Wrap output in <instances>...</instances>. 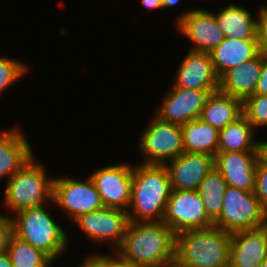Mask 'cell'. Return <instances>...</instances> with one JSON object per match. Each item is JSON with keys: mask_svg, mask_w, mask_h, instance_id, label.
I'll list each match as a JSON object with an SVG mask.
<instances>
[{"mask_svg": "<svg viewBox=\"0 0 267 267\" xmlns=\"http://www.w3.org/2000/svg\"><path fill=\"white\" fill-rule=\"evenodd\" d=\"M140 4H142V6L148 10V11H156V10H162L163 6H162V2H160L159 0H139Z\"/></svg>", "mask_w": 267, "mask_h": 267, "instance_id": "cell-35", "label": "cell"}, {"mask_svg": "<svg viewBox=\"0 0 267 267\" xmlns=\"http://www.w3.org/2000/svg\"><path fill=\"white\" fill-rule=\"evenodd\" d=\"M255 196L262 208L267 212V164L259 158L255 172Z\"/></svg>", "mask_w": 267, "mask_h": 267, "instance_id": "cell-29", "label": "cell"}, {"mask_svg": "<svg viewBox=\"0 0 267 267\" xmlns=\"http://www.w3.org/2000/svg\"><path fill=\"white\" fill-rule=\"evenodd\" d=\"M162 222L167 224L175 235L183 231L214 226L197 190H171Z\"/></svg>", "mask_w": 267, "mask_h": 267, "instance_id": "cell-11", "label": "cell"}, {"mask_svg": "<svg viewBox=\"0 0 267 267\" xmlns=\"http://www.w3.org/2000/svg\"><path fill=\"white\" fill-rule=\"evenodd\" d=\"M219 28L225 37L237 39H256L257 16L246 5L230 2L214 12Z\"/></svg>", "mask_w": 267, "mask_h": 267, "instance_id": "cell-20", "label": "cell"}, {"mask_svg": "<svg viewBox=\"0 0 267 267\" xmlns=\"http://www.w3.org/2000/svg\"><path fill=\"white\" fill-rule=\"evenodd\" d=\"M148 120L136 145L140 163L165 164L184 153L181 125L162 121L154 114Z\"/></svg>", "mask_w": 267, "mask_h": 267, "instance_id": "cell-8", "label": "cell"}, {"mask_svg": "<svg viewBox=\"0 0 267 267\" xmlns=\"http://www.w3.org/2000/svg\"><path fill=\"white\" fill-rule=\"evenodd\" d=\"M11 233V222L0 212V254L6 250V243Z\"/></svg>", "mask_w": 267, "mask_h": 267, "instance_id": "cell-33", "label": "cell"}, {"mask_svg": "<svg viewBox=\"0 0 267 267\" xmlns=\"http://www.w3.org/2000/svg\"><path fill=\"white\" fill-rule=\"evenodd\" d=\"M106 267H138L132 262L122 258L116 251H107ZM110 253V254H109Z\"/></svg>", "mask_w": 267, "mask_h": 267, "instance_id": "cell-34", "label": "cell"}, {"mask_svg": "<svg viewBox=\"0 0 267 267\" xmlns=\"http://www.w3.org/2000/svg\"><path fill=\"white\" fill-rule=\"evenodd\" d=\"M0 267H12L10 258L6 251L0 254Z\"/></svg>", "mask_w": 267, "mask_h": 267, "instance_id": "cell-37", "label": "cell"}, {"mask_svg": "<svg viewBox=\"0 0 267 267\" xmlns=\"http://www.w3.org/2000/svg\"><path fill=\"white\" fill-rule=\"evenodd\" d=\"M35 156L5 182L2 203L11 214L2 211L6 218L52 202L54 177H49L46 166Z\"/></svg>", "mask_w": 267, "mask_h": 267, "instance_id": "cell-5", "label": "cell"}, {"mask_svg": "<svg viewBox=\"0 0 267 267\" xmlns=\"http://www.w3.org/2000/svg\"><path fill=\"white\" fill-rule=\"evenodd\" d=\"M49 204L20 210L9 219L11 232L16 237L41 250L56 263L67 253L71 239L70 233L58 223V219H54L50 212L53 207Z\"/></svg>", "mask_w": 267, "mask_h": 267, "instance_id": "cell-3", "label": "cell"}, {"mask_svg": "<svg viewBox=\"0 0 267 267\" xmlns=\"http://www.w3.org/2000/svg\"><path fill=\"white\" fill-rule=\"evenodd\" d=\"M260 158L267 164V141H260Z\"/></svg>", "mask_w": 267, "mask_h": 267, "instance_id": "cell-36", "label": "cell"}, {"mask_svg": "<svg viewBox=\"0 0 267 267\" xmlns=\"http://www.w3.org/2000/svg\"><path fill=\"white\" fill-rule=\"evenodd\" d=\"M259 158L260 152H218L214 156V166L227 186L254 191Z\"/></svg>", "mask_w": 267, "mask_h": 267, "instance_id": "cell-16", "label": "cell"}, {"mask_svg": "<svg viewBox=\"0 0 267 267\" xmlns=\"http://www.w3.org/2000/svg\"><path fill=\"white\" fill-rule=\"evenodd\" d=\"M262 68V53L247 62L237 65L219 77L218 91L240 99L242 102L255 94Z\"/></svg>", "mask_w": 267, "mask_h": 267, "instance_id": "cell-19", "label": "cell"}, {"mask_svg": "<svg viewBox=\"0 0 267 267\" xmlns=\"http://www.w3.org/2000/svg\"><path fill=\"white\" fill-rule=\"evenodd\" d=\"M174 24L180 37L191 43L189 51L210 53L225 39L212 10L201 6L180 12Z\"/></svg>", "mask_w": 267, "mask_h": 267, "instance_id": "cell-10", "label": "cell"}, {"mask_svg": "<svg viewBox=\"0 0 267 267\" xmlns=\"http://www.w3.org/2000/svg\"><path fill=\"white\" fill-rule=\"evenodd\" d=\"M266 221L267 212L262 208L254 191L226 187L221 213L214 221L215 227L234 233L262 227Z\"/></svg>", "mask_w": 267, "mask_h": 267, "instance_id": "cell-7", "label": "cell"}, {"mask_svg": "<svg viewBox=\"0 0 267 267\" xmlns=\"http://www.w3.org/2000/svg\"><path fill=\"white\" fill-rule=\"evenodd\" d=\"M231 233L212 226L175 235L174 267H229Z\"/></svg>", "mask_w": 267, "mask_h": 267, "instance_id": "cell-4", "label": "cell"}, {"mask_svg": "<svg viewBox=\"0 0 267 267\" xmlns=\"http://www.w3.org/2000/svg\"><path fill=\"white\" fill-rule=\"evenodd\" d=\"M172 86L198 90H218L217 76L210 53L188 51L177 66Z\"/></svg>", "mask_w": 267, "mask_h": 267, "instance_id": "cell-14", "label": "cell"}, {"mask_svg": "<svg viewBox=\"0 0 267 267\" xmlns=\"http://www.w3.org/2000/svg\"><path fill=\"white\" fill-rule=\"evenodd\" d=\"M256 39H225L210 52L213 67L218 77L227 70L252 60L259 54Z\"/></svg>", "mask_w": 267, "mask_h": 267, "instance_id": "cell-21", "label": "cell"}, {"mask_svg": "<svg viewBox=\"0 0 267 267\" xmlns=\"http://www.w3.org/2000/svg\"><path fill=\"white\" fill-rule=\"evenodd\" d=\"M172 190L195 191L208 172L215 167L214 156L182 153L166 162Z\"/></svg>", "mask_w": 267, "mask_h": 267, "instance_id": "cell-15", "label": "cell"}, {"mask_svg": "<svg viewBox=\"0 0 267 267\" xmlns=\"http://www.w3.org/2000/svg\"><path fill=\"white\" fill-rule=\"evenodd\" d=\"M218 90H198L170 86L160 100L154 115L178 125L200 118L207 97Z\"/></svg>", "mask_w": 267, "mask_h": 267, "instance_id": "cell-13", "label": "cell"}, {"mask_svg": "<svg viewBox=\"0 0 267 267\" xmlns=\"http://www.w3.org/2000/svg\"><path fill=\"white\" fill-rule=\"evenodd\" d=\"M242 114L240 99L216 91L207 97L200 119L220 130Z\"/></svg>", "mask_w": 267, "mask_h": 267, "instance_id": "cell-24", "label": "cell"}, {"mask_svg": "<svg viewBox=\"0 0 267 267\" xmlns=\"http://www.w3.org/2000/svg\"><path fill=\"white\" fill-rule=\"evenodd\" d=\"M12 267H53L54 262L41 250L16 237L12 232L6 243Z\"/></svg>", "mask_w": 267, "mask_h": 267, "instance_id": "cell-25", "label": "cell"}, {"mask_svg": "<svg viewBox=\"0 0 267 267\" xmlns=\"http://www.w3.org/2000/svg\"><path fill=\"white\" fill-rule=\"evenodd\" d=\"M227 183L222 174L213 167L201 181L197 192L204 203L207 216L214 222L222 210V200Z\"/></svg>", "mask_w": 267, "mask_h": 267, "instance_id": "cell-26", "label": "cell"}, {"mask_svg": "<svg viewBox=\"0 0 267 267\" xmlns=\"http://www.w3.org/2000/svg\"><path fill=\"white\" fill-rule=\"evenodd\" d=\"M30 66L23 59L0 55V95L30 73Z\"/></svg>", "mask_w": 267, "mask_h": 267, "instance_id": "cell-27", "label": "cell"}, {"mask_svg": "<svg viewBox=\"0 0 267 267\" xmlns=\"http://www.w3.org/2000/svg\"><path fill=\"white\" fill-rule=\"evenodd\" d=\"M50 205L55 209L58 208L59 213H63L70 222L83 214L104 207L100 194L89 175L80 179L79 176L77 178L69 174L64 177H54Z\"/></svg>", "mask_w": 267, "mask_h": 267, "instance_id": "cell-6", "label": "cell"}, {"mask_svg": "<svg viewBox=\"0 0 267 267\" xmlns=\"http://www.w3.org/2000/svg\"><path fill=\"white\" fill-rule=\"evenodd\" d=\"M255 94L267 95V54H262V68L255 88Z\"/></svg>", "mask_w": 267, "mask_h": 267, "instance_id": "cell-32", "label": "cell"}, {"mask_svg": "<svg viewBox=\"0 0 267 267\" xmlns=\"http://www.w3.org/2000/svg\"><path fill=\"white\" fill-rule=\"evenodd\" d=\"M258 267H267V258Z\"/></svg>", "mask_w": 267, "mask_h": 267, "instance_id": "cell-39", "label": "cell"}, {"mask_svg": "<svg viewBox=\"0 0 267 267\" xmlns=\"http://www.w3.org/2000/svg\"><path fill=\"white\" fill-rule=\"evenodd\" d=\"M72 223L87 236L90 244H107L115 251L125 236L129 218L127 211L103 207L79 216Z\"/></svg>", "mask_w": 267, "mask_h": 267, "instance_id": "cell-9", "label": "cell"}, {"mask_svg": "<svg viewBox=\"0 0 267 267\" xmlns=\"http://www.w3.org/2000/svg\"><path fill=\"white\" fill-rule=\"evenodd\" d=\"M115 251L138 267H173L175 234L162 221L129 222Z\"/></svg>", "mask_w": 267, "mask_h": 267, "instance_id": "cell-1", "label": "cell"}, {"mask_svg": "<svg viewBox=\"0 0 267 267\" xmlns=\"http://www.w3.org/2000/svg\"><path fill=\"white\" fill-rule=\"evenodd\" d=\"M267 258V227L231 233L229 267H258Z\"/></svg>", "mask_w": 267, "mask_h": 267, "instance_id": "cell-17", "label": "cell"}, {"mask_svg": "<svg viewBox=\"0 0 267 267\" xmlns=\"http://www.w3.org/2000/svg\"><path fill=\"white\" fill-rule=\"evenodd\" d=\"M171 190L169 173L164 164L134 162L131 200L127 210L129 222L162 221Z\"/></svg>", "mask_w": 267, "mask_h": 267, "instance_id": "cell-2", "label": "cell"}, {"mask_svg": "<svg viewBox=\"0 0 267 267\" xmlns=\"http://www.w3.org/2000/svg\"><path fill=\"white\" fill-rule=\"evenodd\" d=\"M259 135L242 114L219 130L218 152H260Z\"/></svg>", "mask_w": 267, "mask_h": 267, "instance_id": "cell-22", "label": "cell"}, {"mask_svg": "<svg viewBox=\"0 0 267 267\" xmlns=\"http://www.w3.org/2000/svg\"><path fill=\"white\" fill-rule=\"evenodd\" d=\"M132 166L133 163L129 161H121L107 164L89 173L104 207L128 210L131 200Z\"/></svg>", "mask_w": 267, "mask_h": 267, "instance_id": "cell-12", "label": "cell"}, {"mask_svg": "<svg viewBox=\"0 0 267 267\" xmlns=\"http://www.w3.org/2000/svg\"><path fill=\"white\" fill-rule=\"evenodd\" d=\"M257 30L256 40L258 43L259 52L267 54V3L259 5L257 8Z\"/></svg>", "mask_w": 267, "mask_h": 267, "instance_id": "cell-30", "label": "cell"}, {"mask_svg": "<svg viewBox=\"0 0 267 267\" xmlns=\"http://www.w3.org/2000/svg\"><path fill=\"white\" fill-rule=\"evenodd\" d=\"M242 111L256 131L267 127V95L249 96L242 102Z\"/></svg>", "mask_w": 267, "mask_h": 267, "instance_id": "cell-28", "label": "cell"}, {"mask_svg": "<svg viewBox=\"0 0 267 267\" xmlns=\"http://www.w3.org/2000/svg\"><path fill=\"white\" fill-rule=\"evenodd\" d=\"M82 258L83 261H80L79 267H106V253L101 251L87 253Z\"/></svg>", "mask_w": 267, "mask_h": 267, "instance_id": "cell-31", "label": "cell"}, {"mask_svg": "<svg viewBox=\"0 0 267 267\" xmlns=\"http://www.w3.org/2000/svg\"><path fill=\"white\" fill-rule=\"evenodd\" d=\"M27 137L20 124L0 130V180L6 182L36 155Z\"/></svg>", "mask_w": 267, "mask_h": 267, "instance_id": "cell-18", "label": "cell"}, {"mask_svg": "<svg viewBox=\"0 0 267 267\" xmlns=\"http://www.w3.org/2000/svg\"><path fill=\"white\" fill-rule=\"evenodd\" d=\"M159 1L162 2L163 10H165L167 8H170V10H171L172 7L179 5L178 3L181 0H159Z\"/></svg>", "mask_w": 267, "mask_h": 267, "instance_id": "cell-38", "label": "cell"}, {"mask_svg": "<svg viewBox=\"0 0 267 267\" xmlns=\"http://www.w3.org/2000/svg\"><path fill=\"white\" fill-rule=\"evenodd\" d=\"M183 148L186 153L208 154L218 153L219 130L197 118L181 125Z\"/></svg>", "mask_w": 267, "mask_h": 267, "instance_id": "cell-23", "label": "cell"}]
</instances>
